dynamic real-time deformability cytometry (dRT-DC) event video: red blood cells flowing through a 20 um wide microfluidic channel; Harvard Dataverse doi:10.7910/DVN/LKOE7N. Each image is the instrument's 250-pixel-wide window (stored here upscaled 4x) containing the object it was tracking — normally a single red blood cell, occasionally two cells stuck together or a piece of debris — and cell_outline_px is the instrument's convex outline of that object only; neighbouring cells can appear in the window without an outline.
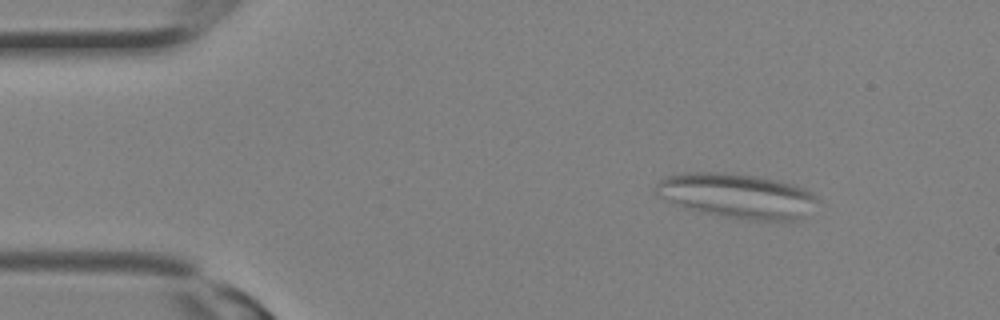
{"species": "Egyptian fruit bat (a non-hibernating species)", "species_latin": "Rousettus aegyptiacus", "temperature_condition": "room temperature", "stored_images_in_passage": 17, "camera_frame_rate_fps": 3000, "um_per_image_px": 0.085, "animal": {"sex": "female"}, "frame": {"image": 1, "passage_image": 3, "time_ms": 0.667, "image_size_px": [1000, 320], "cell_outline_px": [[820, 200], [800, 220], [744, 220], [700, 212], [656, 196], [656, 184], [664, 176], [688, 172], [724, 172], [752, 176], [776, 180], [792, 184], [804, 188], [812, 192]], "centroid_in_image_um": [62.66, 16.64], "position_along_channel_um": 22.3, "area_um2": 42.02}}
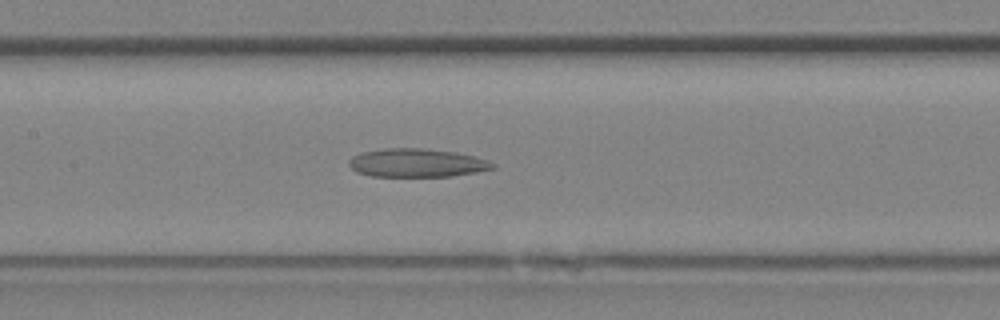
{"frame": {"image": 2, "passage_image": 13, "time_ms": 4.0, "image_size_px": [1000, 320], "cell_outline_px": [[496, 168], [476, 172], [448, 176], [372, 176], [356, 172], [348, 164], [348, 160], [352, 156], [360, 152], [384, 148], [420, 148], [456, 152], [488, 160], [496, 164]], "centroid_in_image_um": [35.4, 13.84], "position_along_channel_um": 172.0, "area_um2": 23.81}}
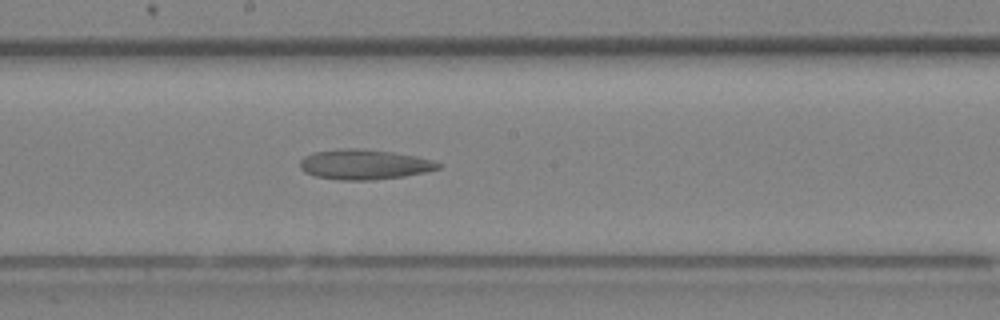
{"frame": {"image": 3, "passage_image": 15, "time_ms": 4.667, "image_size_px": [1000, 320], "cell_outline_px": [[440, 168], [424, 172], [404, 176], [372, 180], [340, 180], [316, 176], [304, 172], [300, 168], [300, 160], [304, 156], [312, 152], [340, 148], [360, 148], [392, 152], [416, 156], [432, 160], [440, 164]], "centroid_in_image_um": [30.91, 13.97], "position_along_channel_um": 217.3, "area_um2": 24.22}}